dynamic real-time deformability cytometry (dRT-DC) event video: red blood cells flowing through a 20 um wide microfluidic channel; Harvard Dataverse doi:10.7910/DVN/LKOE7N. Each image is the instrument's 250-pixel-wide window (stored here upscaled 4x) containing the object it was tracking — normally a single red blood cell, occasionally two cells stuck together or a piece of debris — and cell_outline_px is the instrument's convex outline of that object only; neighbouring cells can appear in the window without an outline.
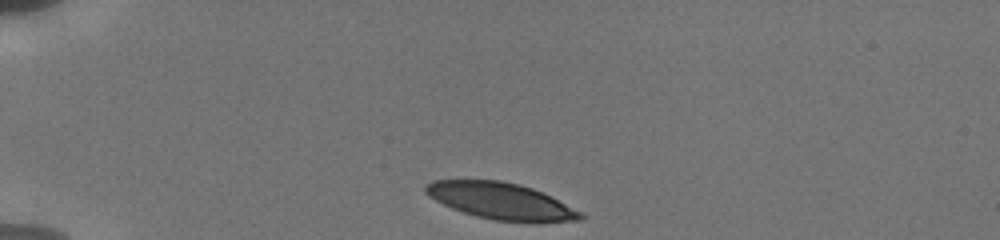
{"species": "human", "species_latin": "Homo sapiens", "temperature_condition": "cold", "stored_images_in_passage": 3, "camera_frame_rate_fps": 3000, "um_per_image_px": 0.085, "donor": {"sex": "male"}, "frame": {"image": 1, "passage_image": 1, "time_ms": 0.0, "image_size_px": [1000, 240], "cell_outline_px": [[584, 220], [536, 224], [492, 220], [476, 216], [452, 208], [428, 196], [424, 192], [424, 188], [432, 180], [500, 180], [520, 184], [532, 188], [552, 196], [584, 212]], "centroid_in_image_um": [42.69, 17.12], "position_along_channel_um": 42.3, "area_um2": 33.76}}
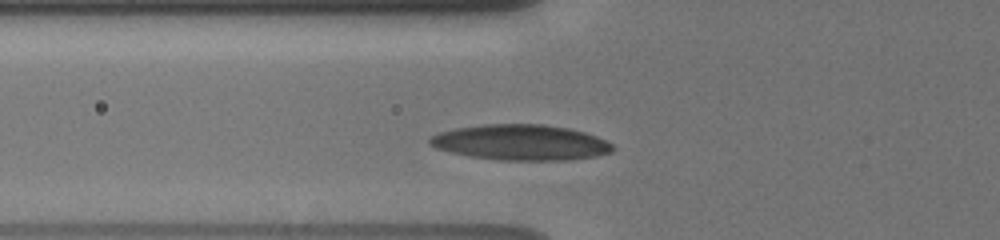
{"frame": {"image": 2, "passage_image": 3, "time_ms": 2.333, "image_size_px": [1000, 240], "cell_outline_px": [[616, 148], [612, 152], [596, 156], [572, 160], [496, 160], [468, 156], [436, 148], [428, 144], [428, 140], [436, 132], [456, 128], [484, 124], [544, 124], [572, 128], [596, 136], [612, 144]], "centroid_in_image_um": [44.27, 12.1], "position_along_channel_um": 81.5, "area_um2": 38.26}}